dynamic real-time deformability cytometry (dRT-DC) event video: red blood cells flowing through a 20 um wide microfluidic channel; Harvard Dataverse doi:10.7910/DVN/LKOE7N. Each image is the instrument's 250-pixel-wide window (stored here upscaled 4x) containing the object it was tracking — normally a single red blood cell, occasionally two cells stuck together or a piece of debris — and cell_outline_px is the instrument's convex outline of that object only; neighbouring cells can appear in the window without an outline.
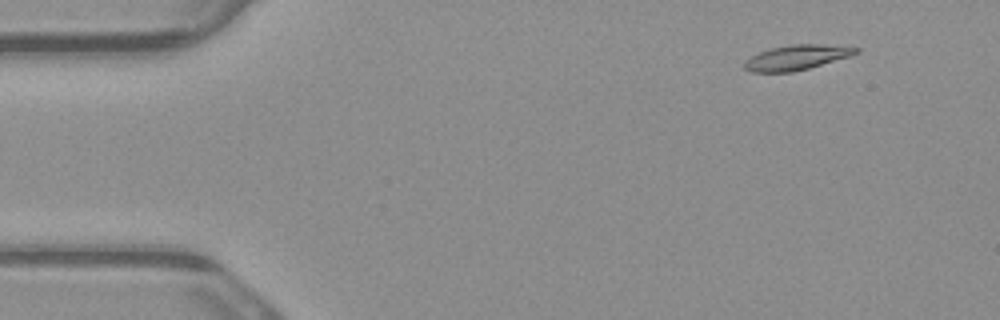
{"species": "common noctule bat (a hibernating species)", "species_latin": "Nyctalus noctula", "temperature_condition": "warm", "stored_images_in_passage": 4, "camera_frame_rate_fps": 3000, "um_per_image_px": 0.085, "animal": {"sex": "male", "body_mass_g": 23.1, "forearm_length_mm": 52.7}, "frame": {"image": 1, "passage_image": 2, "time_ms": 0.333, "image_size_px": [1000, 320], "cell_outline_px": [[860, 52], [852, 56], [808, 68], [792, 72], [752, 72], [744, 68], [744, 60], [760, 52], [772, 48], [792, 44], [820, 44], [860, 48]], "centroid_in_image_um": [67.74, 4.88], "position_along_channel_um": 17.3, "area_um2": 16.13}}